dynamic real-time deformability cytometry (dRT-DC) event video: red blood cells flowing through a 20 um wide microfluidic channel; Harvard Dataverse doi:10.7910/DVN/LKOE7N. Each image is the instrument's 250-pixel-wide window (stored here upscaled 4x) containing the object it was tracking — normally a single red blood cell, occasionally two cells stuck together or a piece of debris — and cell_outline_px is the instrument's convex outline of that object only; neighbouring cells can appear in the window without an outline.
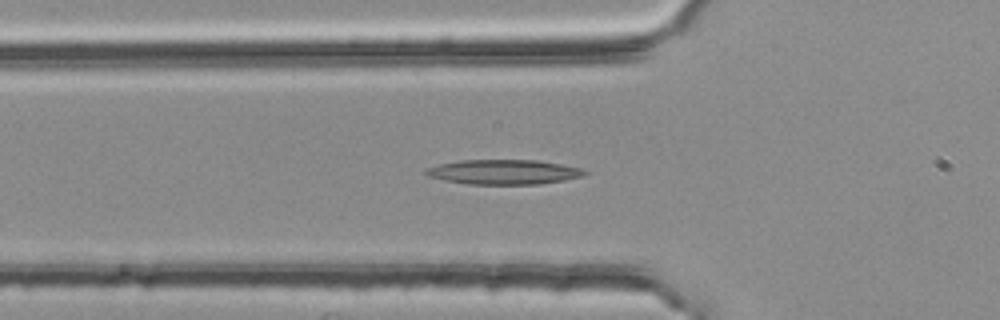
{"species": "common noctule bat (a hibernating species)", "species_latin": "Nyctalus noctula", "temperature_condition": "room temperature", "stored_images_in_passage": 54, "camera_frame_rate_fps": 3000, "um_per_image_px": 0.085, "animal": {"sex": "female", "body_mass_g": 25.1}, "frame": {"image": 1, "passage_image": 18, "time_ms": 5.667, "image_size_px": [1000, 320], "cell_outline_px": [[588, 172], [584, 176], [564, 180], [540, 184], [468, 184], [428, 176], [424, 172], [424, 168], [440, 164], [460, 160], [536, 160], [584, 168]], "centroid_in_image_um": [42.85, 14.61], "position_along_channel_um": 82.9, "area_um2": 22.83}}
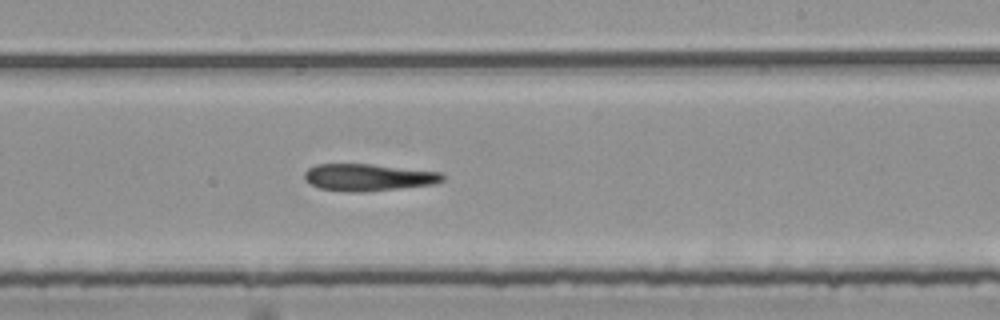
{"frame": {"image": 2, "passage_image": 32, "time_ms": 10.333, "image_size_px": [1000, 320], "cell_outline_px": [[444, 180], [432, 184], [364, 192], [348, 192], [320, 188], [304, 180], [304, 172], [308, 168], [316, 164], [372, 164], [440, 172], [444, 176]], "centroid_in_image_um": [31.26, 15.07], "position_along_channel_um": 257.7, "area_um2": 21.62}}
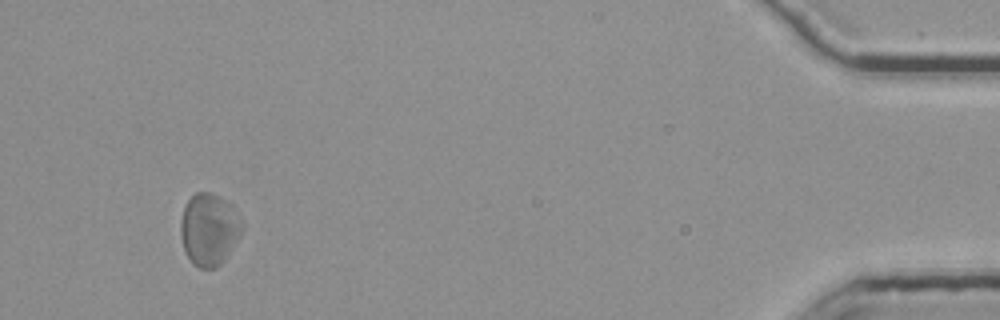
{"frame": {"image": 3, "passage_image": 51, "time_ms": 16.667, "image_size_px": [1000, 320], "cell_outline_px": [[244, 228], [220, 264], [216, 268], [200, 268], [192, 264], [184, 252], [180, 236], [180, 220], [184, 208], [188, 200], [196, 192], [208, 192], [224, 200], [228, 204], [244, 224]], "centroid_in_image_um": [17.72, 19.52], "position_along_channel_um": 417.5, "area_um2": 25.37}}